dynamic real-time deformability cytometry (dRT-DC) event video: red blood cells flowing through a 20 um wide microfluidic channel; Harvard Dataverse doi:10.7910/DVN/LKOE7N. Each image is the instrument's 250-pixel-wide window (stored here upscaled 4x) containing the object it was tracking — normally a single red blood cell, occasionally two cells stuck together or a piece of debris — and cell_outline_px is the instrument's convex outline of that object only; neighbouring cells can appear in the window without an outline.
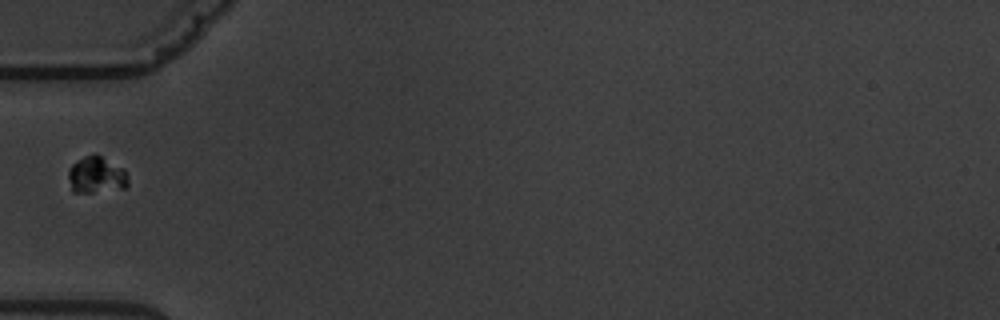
{"species": "common noctule bat (a hibernating species)", "species_latin": "Nyctalus noctula", "temperature_condition": "warm", "stored_images_in_passage": 1, "camera_frame_rate_fps": 3000, "um_per_image_px": 0.085, "animal": {"sex": "male", "body_mass_g": 19.5, "forearm_length_mm": 54.6}, "frame": {"image": 1, "passage_image": 1, "time_ms": 0.0, "image_size_px": [1000, 320], "cell_outline_px": [[128, 184], [124, 188], [92, 192], [72, 192], [68, 176], [68, 168], [76, 160], [84, 156], [100, 156], [124, 168], [128, 176]], "centroid_in_image_um": [8.18, 14.88], "position_along_channel_um": 76.8, "area_um2": 12.66}}